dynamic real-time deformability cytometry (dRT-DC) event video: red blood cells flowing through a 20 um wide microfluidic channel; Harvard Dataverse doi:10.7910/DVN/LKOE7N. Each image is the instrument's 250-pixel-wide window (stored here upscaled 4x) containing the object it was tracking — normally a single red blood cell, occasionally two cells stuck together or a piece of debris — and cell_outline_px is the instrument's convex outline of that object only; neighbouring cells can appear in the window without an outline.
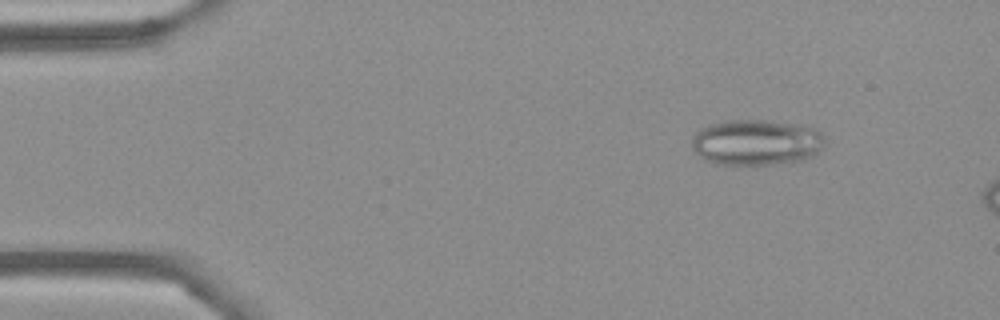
{"species": "Egyptian fruit bat (a non-hibernating species)", "species_latin": "Rousettus aegyptiacus", "temperature_condition": "cold", "stored_images_in_passage": 15, "camera_frame_rate_fps": 3000, "um_per_image_px": 0.085, "frame": {"image": 1, "passage_image": 7, "time_ms": 2.0, "image_size_px": [1000, 320], "cell_outline_px": [[824, 144], [812, 156], [804, 160], [780, 164], [716, 164], [704, 160], [692, 148], [692, 136], [700, 128], [724, 120], [764, 120], [796, 124], [816, 128], [824, 136]], "centroid_in_image_um": [64.28, 12.1], "position_along_channel_um": 20.7, "area_um2": 35.6}}